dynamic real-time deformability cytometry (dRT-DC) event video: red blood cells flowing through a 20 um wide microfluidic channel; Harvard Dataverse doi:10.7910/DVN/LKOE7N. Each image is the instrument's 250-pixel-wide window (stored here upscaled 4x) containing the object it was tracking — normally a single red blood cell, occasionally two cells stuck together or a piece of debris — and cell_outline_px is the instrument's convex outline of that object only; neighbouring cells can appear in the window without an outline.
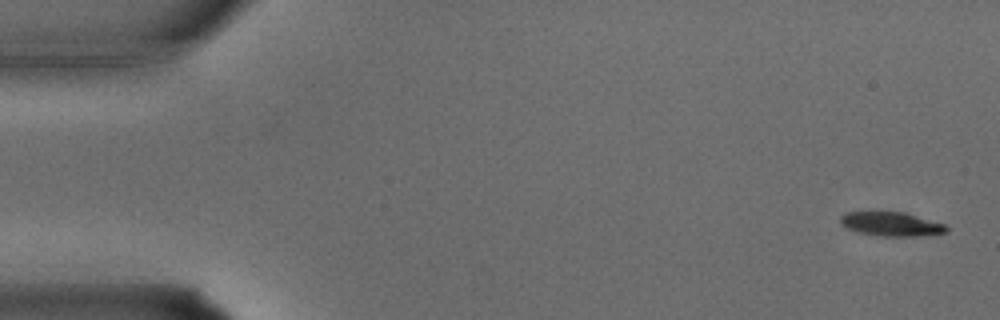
{"species": "common noctule bat (a hibernating species)", "species_latin": "Nyctalus noctula", "temperature_condition": "warm", "stored_images_in_passage": 34, "camera_frame_rate_fps": 3000, "um_per_image_px": 0.085, "animal": {"sex": "male", "body_mass_g": 15.6}, "frame": {"image": 1, "passage_image": 1, "time_ms": 0.0, "image_size_px": [1000, 320], "cell_outline_px": [[948, 232], [924, 236], [880, 236], [856, 232], [840, 224], [840, 216], [848, 212], [904, 212], [944, 224], [948, 228]], "centroid_in_image_um": [75.76, 19.05], "position_along_channel_um": 9.2, "area_um2": 14.85}}
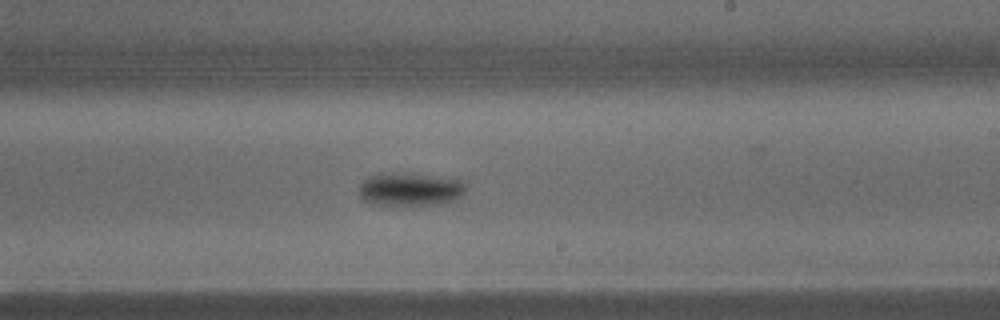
{"frame": {"image": 2, "passage_image": 20, "time_ms": 6.333, "image_size_px": [1000, 320], "cell_outline_px": [[464, 192], [456, 200], [440, 204], [376, 204], [364, 200], [360, 196], [360, 184], [368, 176], [380, 172], [412, 172], [464, 180]], "centroid_in_image_um": [34.87, 16.04], "position_along_channel_um": 254.1, "area_um2": 20.87}}
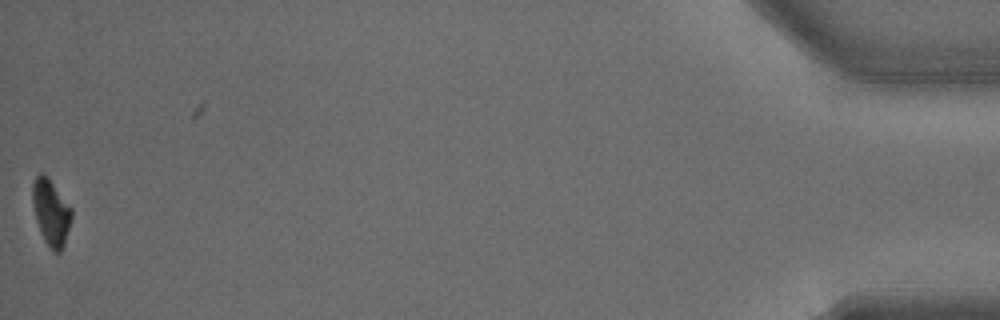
{"frame": {"image": 3, "passage_image": 34, "time_ms": 11.0, "image_size_px": [1000, 320], "cell_outline_px": [[72, 216], [64, 244], [60, 252], [52, 252], [44, 240], [40, 232], [36, 220], [32, 200], [32, 184], [36, 176], [40, 172], [44, 172], [48, 176], [72, 208]], "centroid_in_image_um": [4.33, 18.02], "position_along_channel_um": 430.9, "area_um2": 15.14}}